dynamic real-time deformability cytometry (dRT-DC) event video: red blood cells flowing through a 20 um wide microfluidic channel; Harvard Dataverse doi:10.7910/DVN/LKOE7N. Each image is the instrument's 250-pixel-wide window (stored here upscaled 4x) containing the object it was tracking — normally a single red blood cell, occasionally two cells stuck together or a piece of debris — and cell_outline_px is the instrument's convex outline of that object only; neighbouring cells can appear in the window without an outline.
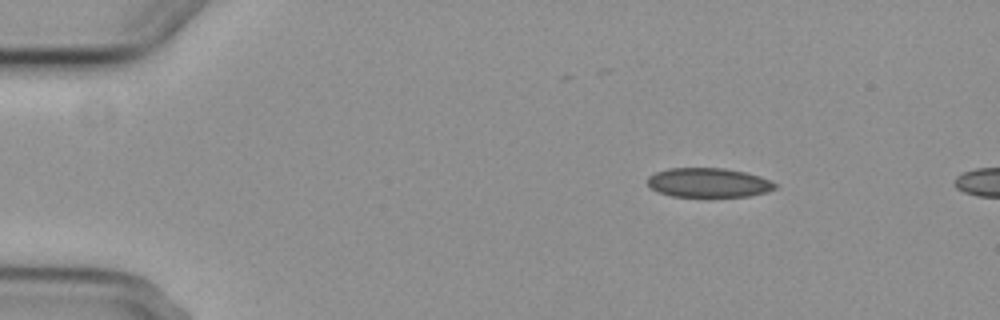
{"species": "common noctule bat (a hibernating species)", "species_latin": "Nyctalus noctula", "temperature_condition": "cold", "stored_images_in_passage": 5, "camera_frame_rate_fps": 3000, "um_per_image_px": 0.085, "animal": {"sex": "female", "body_mass_g": 29.2, "forearm_length_mm": 56.3}, "frame": {"image": 1, "passage_image": 2, "time_ms": 1.333, "image_size_px": [1000, 320], "cell_outline_px": [[776, 188], [764, 192], [748, 196], [672, 196], [660, 192], [652, 188], [648, 184], [648, 176], [656, 172], [668, 168], [724, 168], [744, 172], [760, 176], [776, 184]], "centroid_in_image_um": [60.2, 15.51], "position_along_channel_um": 24.8, "area_um2": 21.44}}